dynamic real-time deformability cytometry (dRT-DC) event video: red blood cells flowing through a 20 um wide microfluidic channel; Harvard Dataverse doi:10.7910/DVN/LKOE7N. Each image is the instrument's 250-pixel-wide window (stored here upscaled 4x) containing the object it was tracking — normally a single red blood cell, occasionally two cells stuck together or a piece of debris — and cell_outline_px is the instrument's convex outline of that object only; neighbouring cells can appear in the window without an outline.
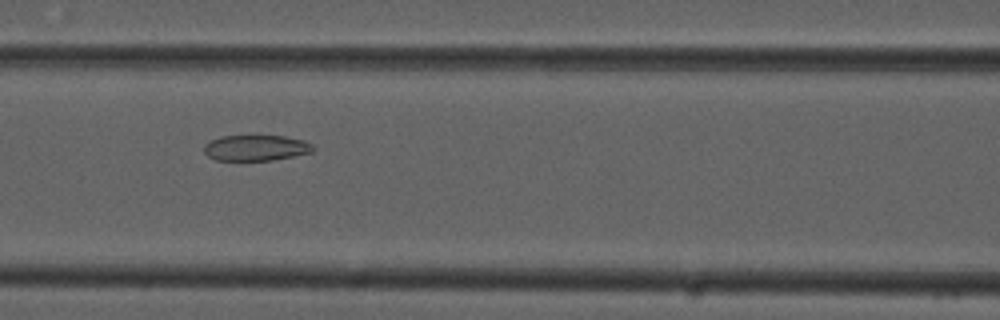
{"species": "common noctule bat (a hibernating species)", "species_latin": "Nyctalus noctula", "temperature_condition": "cold", "stored_images_in_passage": 45, "camera_frame_rate_fps": 3000, "um_per_image_px": 0.085, "animal": {"sex": "male", "forearm_length_mm": 52.5}, "frame": {"image": 1, "passage_image": 14, "time_ms": 4.333, "image_size_px": [1000, 320], "cell_outline_px": [[316, 148], [312, 152], [272, 160], [216, 160], [208, 156], [204, 152], [204, 144], [220, 136], [284, 136], [304, 140], [312, 144]], "centroid_in_image_um": [21.76, 12.56], "position_along_channel_um": 144.8, "area_um2": 16.3}}
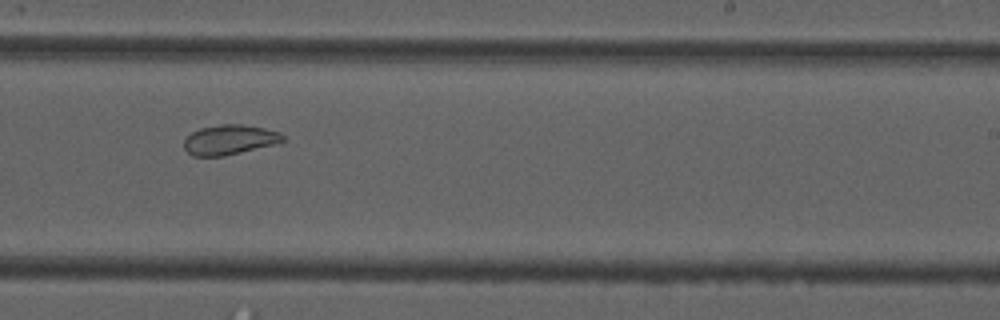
{"frame": {"image": 2, "passage_image": 24, "time_ms": 7.667, "image_size_px": [1000, 320], "cell_outline_px": [[284, 140], [276, 144], [224, 156], [192, 156], [184, 148], [184, 140], [192, 132], [200, 128], [220, 124], [244, 124], [264, 128], [280, 132], [284, 136]], "centroid_in_image_um": [19.51, 11.87], "position_along_channel_um": 269.5, "area_um2": 17.22}}
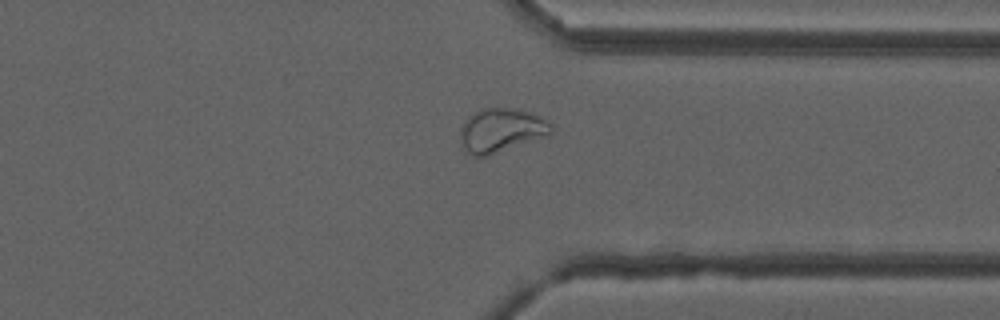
{"frame": {"image": 3, "passage_image": 32, "time_ms": 10.333, "image_size_px": [1000, 320], "cell_outline_px": [[552, 132], [548, 136], [484, 156], [472, 156], [464, 152], [460, 136], [460, 128], [464, 120], [468, 116], [484, 108], [508, 108], [528, 112], [548, 120], [552, 124]], "centroid_in_image_um": [42.58, 11.08], "position_along_channel_um": 368.8, "area_um2": 23.12}, "authors_computed_cell_mechanics": {"area_um2": 20.4034, "velocity_mm_per_s": 3.7592, "shape_relaxation_time_tau1_ms": null, "shape_relaxation_time_tau2_ms": 2.0264, "deformation_change_tau1": null, "deformation_change_tau2": 0.0639}}